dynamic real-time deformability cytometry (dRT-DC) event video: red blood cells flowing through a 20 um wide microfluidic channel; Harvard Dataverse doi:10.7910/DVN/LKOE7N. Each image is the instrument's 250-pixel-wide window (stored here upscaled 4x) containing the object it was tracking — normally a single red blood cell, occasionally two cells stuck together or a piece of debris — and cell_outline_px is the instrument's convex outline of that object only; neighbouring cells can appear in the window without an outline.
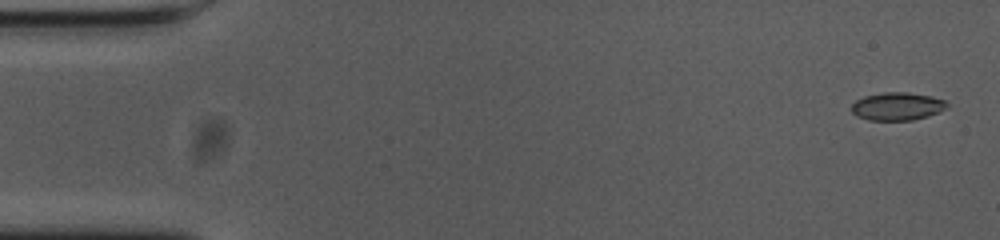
{"species": "common noctule bat (a hibernating species)", "species_latin": "Nyctalus noctula", "temperature_condition": "cold", "stored_images_in_passage": 10, "camera_frame_rate_fps": 3000, "um_per_image_px": 0.085, "animal": {"sex": "female", "body_mass_g": 23.0, "forearm_length_mm": 53.4}, "frame": {"image": 1, "passage_image": 2, "time_ms": 0.333, "image_size_px": [1000, 240], "cell_outline_px": [[948, 104], [944, 108], [928, 116], [912, 120], [868, 120], [856, 116], [852, 112], [852, 104], [856, 100], [864, 96], [884, 92], [908, 92], [932, 96], [944, 100]], "centroid_in_image_um": [76.23, 9.03], "position_along_channel_um": 8.8, "area_um2": 15.43}}